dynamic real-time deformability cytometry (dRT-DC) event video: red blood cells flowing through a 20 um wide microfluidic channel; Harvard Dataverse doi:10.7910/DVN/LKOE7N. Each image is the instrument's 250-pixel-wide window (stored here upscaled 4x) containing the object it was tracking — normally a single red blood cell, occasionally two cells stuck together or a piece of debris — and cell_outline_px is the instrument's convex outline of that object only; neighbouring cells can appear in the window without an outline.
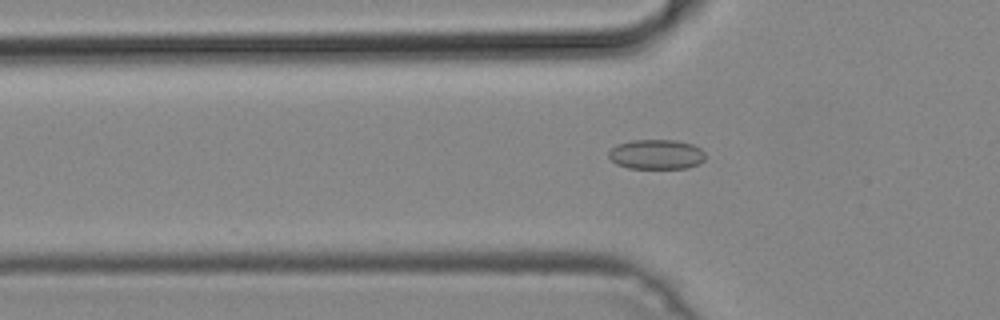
{"species": "common noctule bat (a hibernating species)", "species_latin": "Nyctalus noctula", "temperature_condition": "cold", "stored_images_in_passage": 44, "camera_frame_rate_fps": 3000, "um_per_image_px": 0.085, "animal": {"sex": "male", "body_mass_g": 19.2, "forearm_length_mm": 51.8}, "frame": {"image": 1, "passage_image": 17, "time_ms": 5.333, "image_size_px": [1000, 320], "cell_outline_px": [[704, 160], [700, 164], [688, 168], [628, 168], [616, 164], [608, 156], [608, 152], [616, 144], [632, 140], [676, 140], [692, 144], [700, 148], [704, 152]], "centroid_in_image_um": [55.79, 13.12], "position_along_channel_um": 70.0, "area_um2": 16.88}}
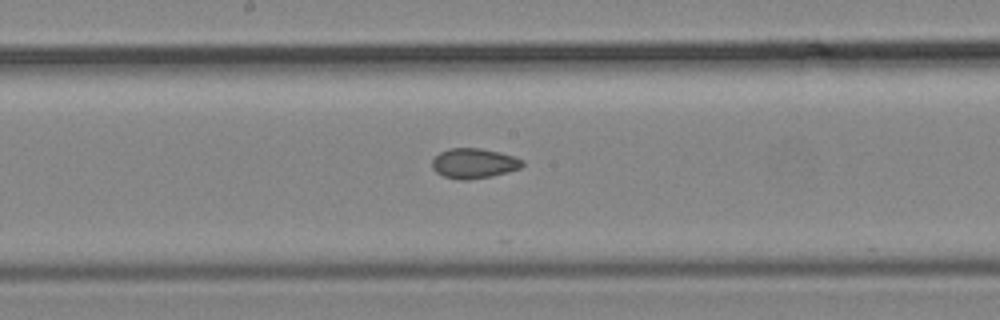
{"frame": {"image": 2, "passage_image": 27, "time_ms": 8.667, "image_size_px": [1000, 320], "cell_outline_px": [[524, 164], [520, 168], [508, 172], [492, 176], [468, 180], [456, 180], [444, 176], [436, 172], [432, 168], [432, 160], [440, 152], [448, 148], [480, 148], [500, 152], [516, 156], [524, 160]], "centroid_in_image_um": [40.3, 13.88], "position_along_channel_um": 207.9, "area_um2": 16.01}}
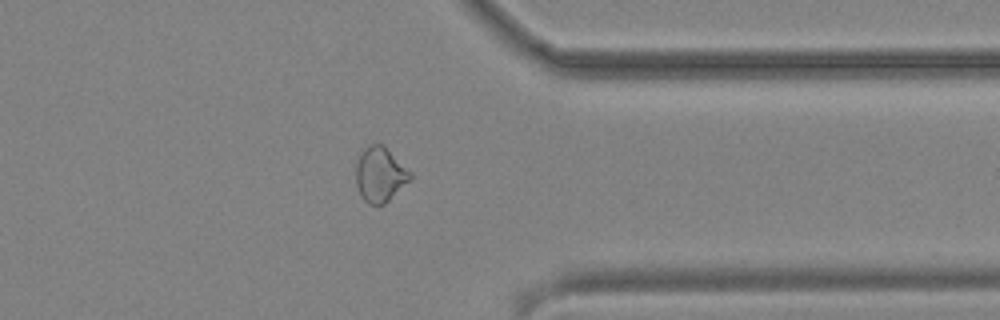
{"frame": {"image": 3, "passage_image": 40, "time_ms": 13.0, "image_size_px": [1000, 320], "cell_outline_px": [[412, 180], [384, 204], [368, 204], [364, 200], [356, 184], [356, 164], [360, 152], [364, 148], [372, 144], [384, 144], [412, 172]], "centroid_in_image_um": [32.33, 14.81], "position_along_channel_um": 379.1, "area_um2": 17.57}}